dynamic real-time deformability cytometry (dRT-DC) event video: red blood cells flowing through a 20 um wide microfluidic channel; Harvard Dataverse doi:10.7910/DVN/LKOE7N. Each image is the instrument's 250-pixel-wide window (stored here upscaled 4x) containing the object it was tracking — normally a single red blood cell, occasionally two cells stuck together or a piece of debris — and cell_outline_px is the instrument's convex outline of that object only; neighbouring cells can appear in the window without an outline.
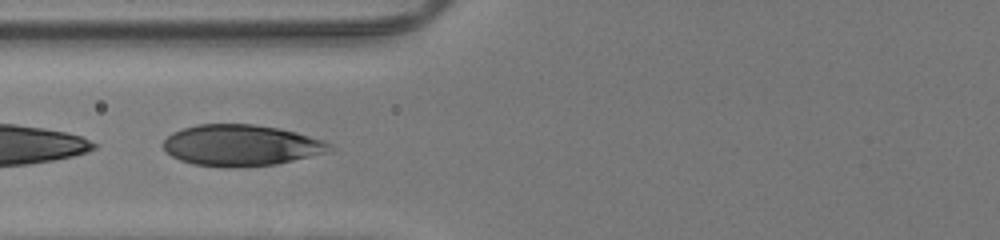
{"species": "human", "species_latin": "Homo sapiens", "temperature_condition": "room temperature", "stored_images_in_passage": 34, "camera_frame_rate_fps": 3000, "um_per_image_px": 0.085, "donor": {"sex": "male"}, "frame": {"image": 1, "passage_image": 28, "time_ms": 9.0, "image_size_px": [1000, 240], "cell_outline_px": [[336, 148], [332, 152], [276, 164], [228, 168], [224, 168], [192, 164], [180, 160], [172, 156], [164, 148], [164, 140], [172, 132], [196, 124], [252, 124], [280, 128], [296, 132], [324, 140], [332, 144]], "centroid_in_image_um": [20.55, 12.36], "position_along_channel_um": 105.2, "area_um2": 40.34}}